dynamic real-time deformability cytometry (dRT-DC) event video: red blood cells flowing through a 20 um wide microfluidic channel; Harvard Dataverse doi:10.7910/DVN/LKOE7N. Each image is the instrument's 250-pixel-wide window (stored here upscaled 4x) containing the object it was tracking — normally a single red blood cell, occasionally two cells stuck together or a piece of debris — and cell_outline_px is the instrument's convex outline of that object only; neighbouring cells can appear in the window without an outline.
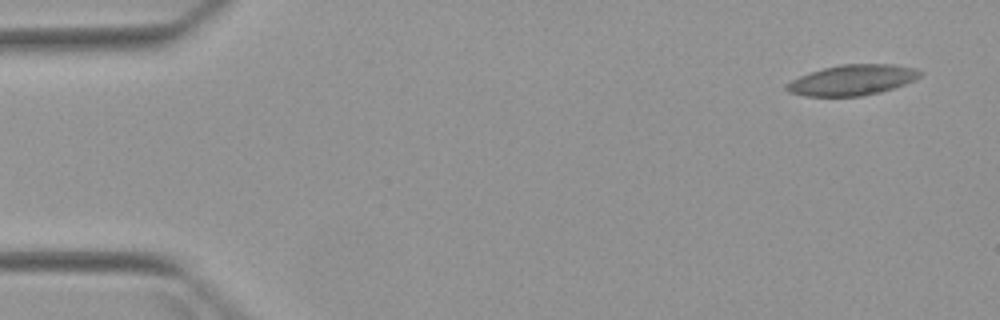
{"species": "Egyptian fruit bat (a non-hibernating species)", "species_latin": "Rousettus aegyptiacus", "temperature_condition": "warm", "stored_images_in_passage": 6, "camera_frame_rate_fps": 3000, "um_per_image_px": 0.085, "animal": {"sex": "female"}, "frame": {"image": 1, "passage_image": 1, "time_ms": 0.0, "image_size_px": [1000, 320], "cell_outline_px": [[924, 72], [916, 80], [880, 92], [860, 96], [804, 96], [788, 92], [784, 88], [784, 84], [800, 76], [824, 68], [840, 64], [892, 64], [916, 68]], "centroid_in_image_um": [72.45, 6.8], "position_along_channel_um": 12.6, "area_um2": 23.76}}
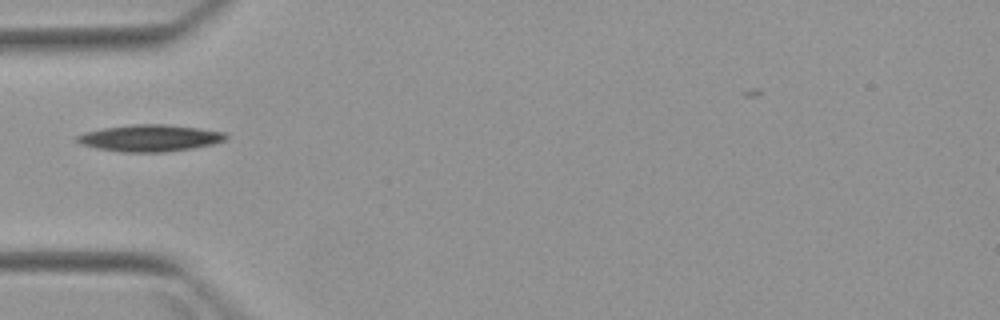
{"frame": {"image": 2, "passage_image": 5, "time_ms": 4.667, "image_size_px": [1000, 320], "cell_outline_px": [[228, 136], [224, 140], [212, 144], [192, 148], [164, 152], [124, 152], [96, 148], [80, 144], [76, 140], [76, 136], [84, 132], [104, 128], [132, 124], [164, 124], [196, 128], [224, 132]], "centroid_in_image_um": [12.7, 11.73], "position_along_channel_um": 72.3, "area_um2": 23.0}}
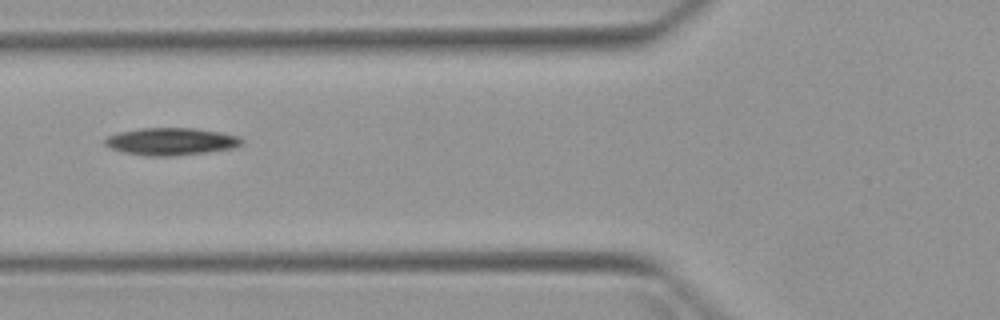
{"frame": {"image": 3, "passage_image": 6, "time_ms": 5.667, "image_size_px": [1000, 320], "cell_outline_px": [[244, 140], [240, 144], [232, 148], [204, 152], [168, 156], [148, 156], [124, 152], [112, 148], [104, 144], [104, 140], [108, 136], [120, 132], [140, 128], [196, 128], [220, 132], [240, 136]], "centroid_in_image_um": [14.54, 12.01], "position_along_channel_um": 111.3, "area_um2": 21.56}}